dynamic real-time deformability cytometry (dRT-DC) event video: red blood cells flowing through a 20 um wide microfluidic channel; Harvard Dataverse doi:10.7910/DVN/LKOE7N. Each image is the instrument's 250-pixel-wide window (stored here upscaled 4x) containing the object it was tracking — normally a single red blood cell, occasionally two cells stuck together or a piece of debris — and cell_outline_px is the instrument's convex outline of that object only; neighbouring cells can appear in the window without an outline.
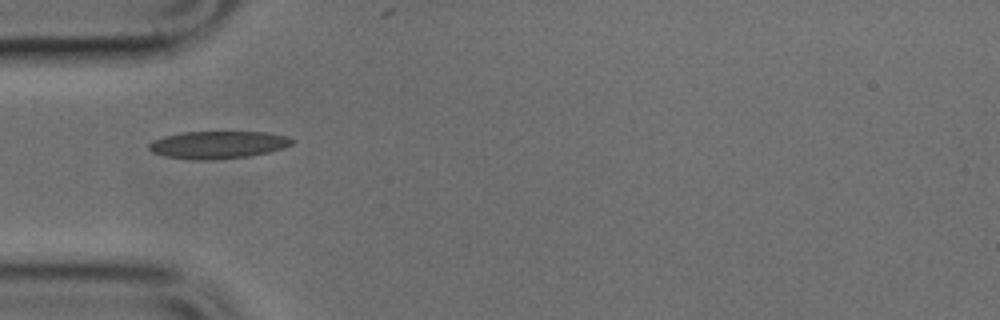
{"species": "common noctule bat (a hibernating species)", "species_latin": "Nyctalus noctula", "temperature_condition": "cold", "stored_images_in_passage": 1, "camera_frame_rate_fps": 3000, "um_per_image_px": 0.085, "animal": {"sex": "male", "body_mass_g": 17.9, "forearm_length_mm": 54.2}, "frame": {"image": 1, "passage_image": 1, "time_ms": 0.0, "image_size_px": [1000, 320], "cell_outline_px": [[296, 140], [292, 144], [284, 148], [268, 152], [248, 156], [212, 160], [196, 160], [164, 156], [152, 152], [148, 148], [148, 144], [152, 140], [164, 136], [184, 132], [264, 132], [288, 136]], "centroid_in_image_um": [18.53, 12.3], "position_along_channel_um": 66.5, "area_um2": 23.0}}